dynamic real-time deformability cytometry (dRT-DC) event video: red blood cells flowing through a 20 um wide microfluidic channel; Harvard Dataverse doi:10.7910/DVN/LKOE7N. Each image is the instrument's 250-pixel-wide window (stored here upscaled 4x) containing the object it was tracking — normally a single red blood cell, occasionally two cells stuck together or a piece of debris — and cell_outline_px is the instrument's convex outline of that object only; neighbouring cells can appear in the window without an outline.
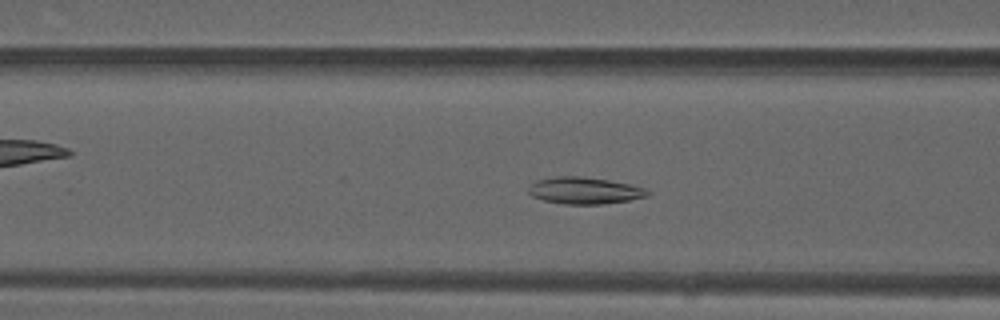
{"species": "common noctule bat (a hibernating species)", "species_latin": "Nyctalus noctula", "temperature_condition": "warm", "stored_images_in_passage": 46, "camera_frame_rate_fps": 3000, "um_per_image_px": 0.085, "animal": {"sex": "male", "forearm_length_mm": 52.5}, "frame": {"image": 1, "passage_image": 15, "time_ms": 4.667, "image_size_px": [1000, 320], "cell_outline_px": [[648, 196], [628, 200], [604, 204], [564, 204], [544, 200], [532, 196], [528, 192], [528, 188], [536, 180], [556, 176], [580, 176], [608, 180], [628, 184], [644, 188], [648, 192]], "centroid_in_image_um": [49.64, 16.2], "position_along_channel_um": 117.0, "area_um2": 18.38}}
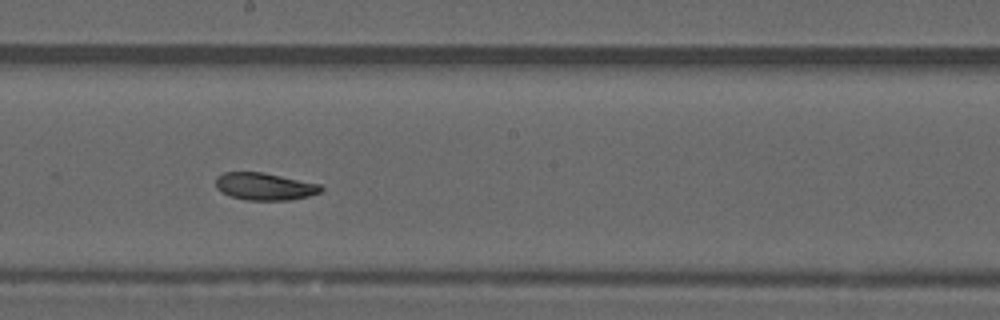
{"frame": {"image": 2, "passage_image": 23, "time_ms": 7.333, "image_size_px": [1000, 320], "cell_outline_px": [[324, 188], [320, 192], [308, 196], [288, 200], [248, 200], [232, 196], [216, 188], [216, 176], [224, 172], [264, 172], [320, 184]], "centroid_in_image_um": [22.5, 15.83], "position_along_channel_um": 225.7, "area_um2": 16.65}}
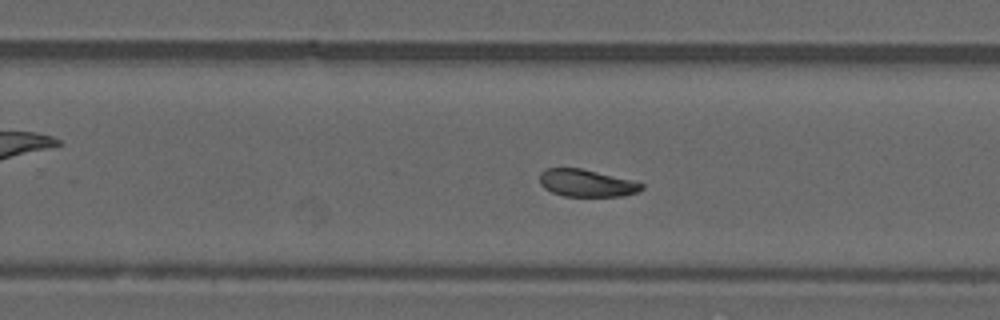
{"frame": {"image": 3, "passage_image": 27, "time_ms": 8.667, "image_size_px": [1000, 320], "cell_outline_px": [[644, 188], [636, 192], [624, 196], [564, 196], [552, 192], [544, 188], [540, 184], [540, 172], [544, 168], [580, 168], [644, 184]], "centroid_in_image_um": [49.8, 15.57], "position_along_channel_um": 280.0, "area_um2": 15.95}, "authors_computed_cell_mechanics": {"area_um2": 18.0336, "velocity_mm_per_s": 4.0918, "shape_relaxation_time_tau1_ms": null, "shape_relaxation_time_tau2_ms": 2.6516, "deformation_change_tau1": null, "deformation_change_tau2": 0.0713}}